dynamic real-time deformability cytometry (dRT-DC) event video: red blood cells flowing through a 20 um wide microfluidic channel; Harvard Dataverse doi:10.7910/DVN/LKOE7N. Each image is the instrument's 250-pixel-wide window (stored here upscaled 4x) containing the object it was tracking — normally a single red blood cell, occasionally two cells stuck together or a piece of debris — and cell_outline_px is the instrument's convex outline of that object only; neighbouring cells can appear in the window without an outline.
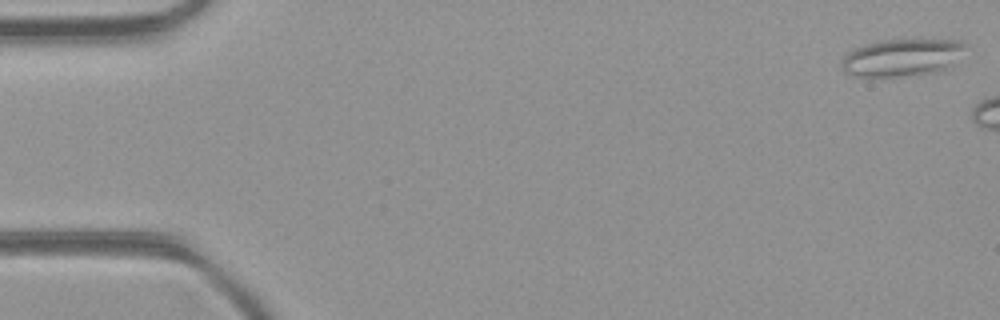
{"species": "common noctule bat (a hibernating species)", "species_latin": "Nyctalus noctula", "temperature_condition": "room temperature", "stored_images_in_passage": 8, "camera_frame_rate_fps": 3000, "um_per_image_px": 0.085, "animal": {"sex": "female", "body_mass_g": 21.9}, "frame": {"image": 1, "passage_image": 1, "time_ms": 0.0, "image_size_px": [1000, 320], "cell_outline_px": [[968, 44], [952, 64], [944, 72], [896, 76], [852, 76], [844, 72], [840, 68], [840, 60], [848, 52], [856, 48], [880, 40], [920, 36], [960, 40]], "centroid_in_image_um": [76.72, 4.83], "position_along_channel_um": 8.3, "area_um2": 28.15}}